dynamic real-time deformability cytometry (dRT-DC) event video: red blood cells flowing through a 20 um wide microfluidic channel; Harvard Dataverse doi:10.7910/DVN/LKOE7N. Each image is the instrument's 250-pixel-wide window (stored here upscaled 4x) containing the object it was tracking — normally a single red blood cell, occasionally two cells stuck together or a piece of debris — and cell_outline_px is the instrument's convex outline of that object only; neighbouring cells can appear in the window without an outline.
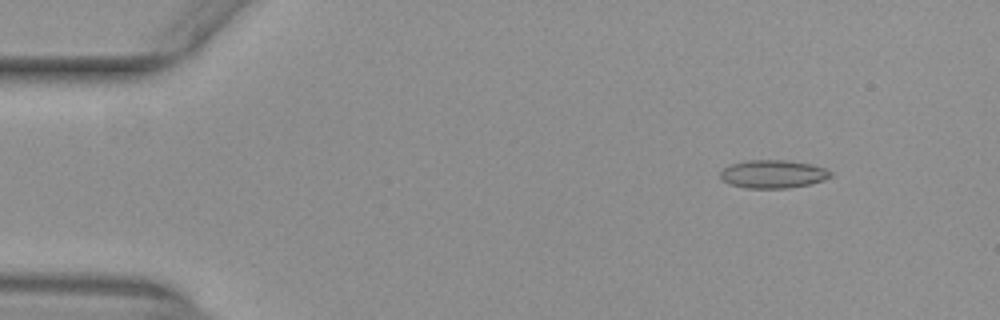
{"species": "common noctule bat (a hibernating species)", "species_latin": "Nyctalus noctula", "temperature_condition": "warm", "stored_images_in_passage": 53, "camera_frame_rate_fps": 3000, "um_per_image_px": 0.085, "animal": {"sex": "female", "body_mass_g": 29.2, "forearm_length_mm": 56.3}, "frame": {"image": 1, "passage_image": 7, "time_ms": 2.0, "image_size_px": [1000, 320], "cell_outline_px": [[832, 176], [808, 184], [788, 188], [744, 188], [728, 184], [720, 180], [720, 172], [724, 168], [732, 164], [748, 160], [788, 160], [812, 164], [824, 168], [832, 172]], "centroid_in_image_um": [65.66, 14.79], "position_along_channel_um": 19.3, "area_um2": 18.09}}
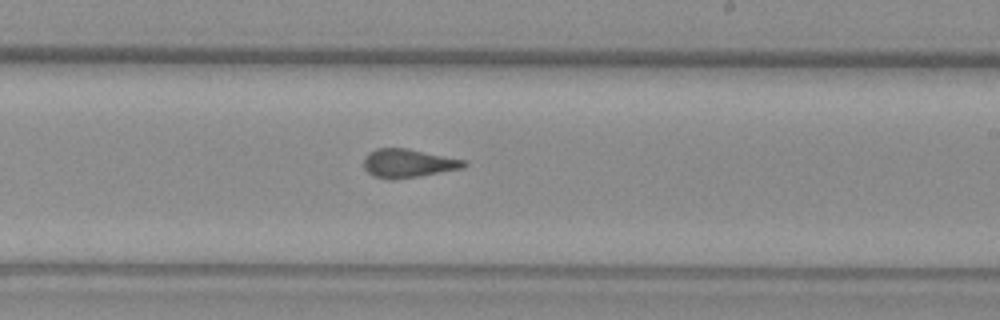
{"frame": {"image": 2, "passage_image": 32, "time_ms": 10.333, "image_size_px": [1000, 320], "cell_outline_px": [[468, 164], [464, 168], [420, 176], [392, 180], [388, 180], [376, 176], [368, 172], [364, 168], [364, 156], [368, 152], [376, 148], [408, 148], [464, 160]], "centroid_in_image_um": [34.68, 13.88], "position_along_channel_um": 254.3, "area_um2": 16.76}}
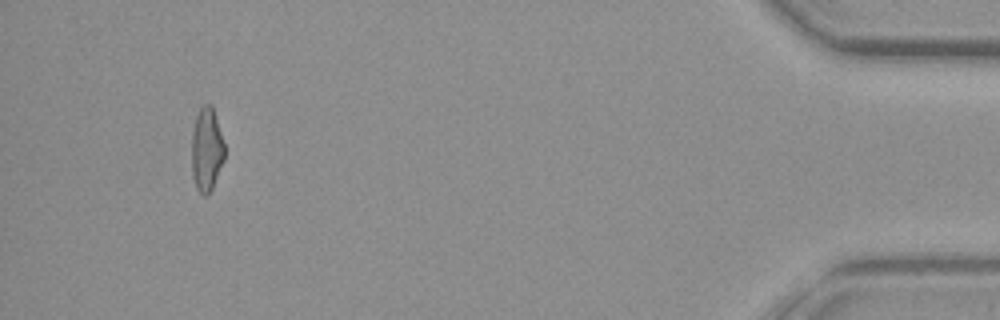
{"frame": {"image": 3, "passage_image": 50, "time_ms": 16.333, "image_size_px": [1000, 320], "cell_outline_px": [[224, 160], [212, 188], [208, 196], [204, 196], [196, 188], [192, 176], [192, 132], [196, 116], [200, 108], [204, 104], [212, 104], [224, 144]], "centroid_in_image_um": [17.55, 12.72], "position_along_channel_um": 417.6, "area_um2": 16.01}, "authors_computed_cell_mechanics": {"area_um2": 17.2244, "velocity_mm_per_s": 3.9801, "shape_relaxation_time_tau1_ms": null, "shape_relaxation_time_tau2_ms": 0.9647, "deformation_change_tau1": null, "deformation_change_tau2": 0.0607}}